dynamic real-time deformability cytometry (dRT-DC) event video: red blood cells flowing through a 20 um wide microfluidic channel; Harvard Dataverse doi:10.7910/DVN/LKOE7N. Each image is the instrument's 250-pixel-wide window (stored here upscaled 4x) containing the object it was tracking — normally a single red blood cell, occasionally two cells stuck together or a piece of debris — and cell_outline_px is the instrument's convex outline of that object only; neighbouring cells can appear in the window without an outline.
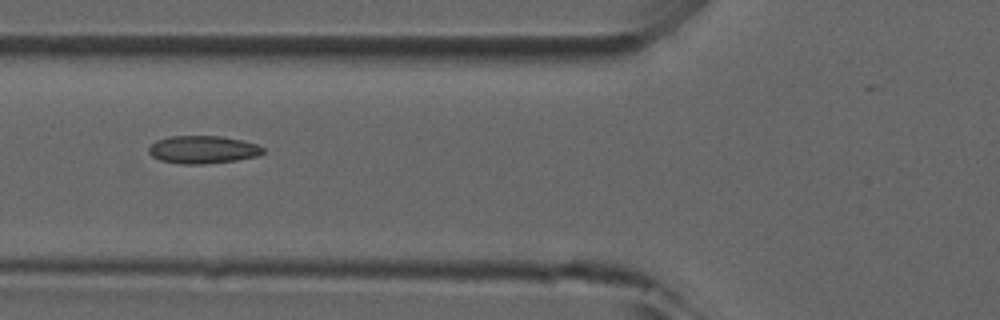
{"species": "common noctule bat (a hibernating species)", "species_latin": "Nyctalus noctula", "temperature_condition": "room temperature", "stored_images_in_passage": 43, "camera_frame_rate_fps": 3000, "um_per_image_px": 0.085, "animal": {"sex": "male", "forearm_length_mm": 52.5}, "frame": {"image": 1, "passage_image": 19, "time_ms": 6.0, "image_size_px": [1000, 320], "cell_outline_px": [[264, 152], [256, 156], [236, 160], [204, 164], [180, 164], [160, 160], [152, 156], [148, 152], [148, 148], [156, 140], [168, 136], [220, 136], [240, 140], [256, 144], [264, 148]], "centroid_in_image_um": [17.2, 12.72], "position_along_channel_um": 108.6, "area_um2": 18.44}}